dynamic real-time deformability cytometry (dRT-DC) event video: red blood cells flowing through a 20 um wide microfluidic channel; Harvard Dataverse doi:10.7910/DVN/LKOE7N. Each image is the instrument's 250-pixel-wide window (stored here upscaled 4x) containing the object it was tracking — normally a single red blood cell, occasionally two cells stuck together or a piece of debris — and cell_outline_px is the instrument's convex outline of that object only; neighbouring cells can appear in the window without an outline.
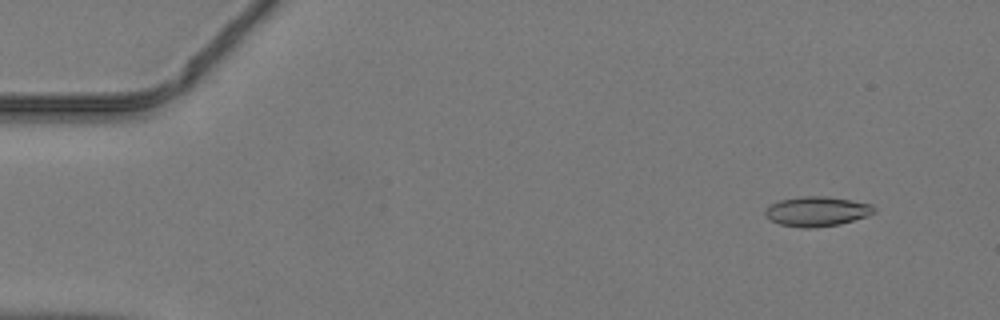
{"species": "common noctule bat (a hibernating species)", "species_latin": "Nyctalus noctula", "temperature_condition": "warm", "stored_images_in_passage": 47, "camera_frame_rate_fps": 3000, "um_per_image_px": 0.085, "animal": {"sex": "male", "body_mass_g": 19.2, "forearm_length_mm": 51.8}, "frame": {"image": 1, "passage_image": 4, "time_ms": 1.0, "image_size_px": [1000, 320], "cell_outline_px": [[876, 212], [868, 216], [840, 224], [816, 228], [800, 228], [780, 224], [772, 220], [764, 212], [768, 204], [780, 200], [800, 196], [824, 196], [852, 200], [872, 204], [876, 208]], "centroid_in_image_um": [69.46, 17.97], "position_along_channel_um": 15.5, "area_um2": 19.07}}
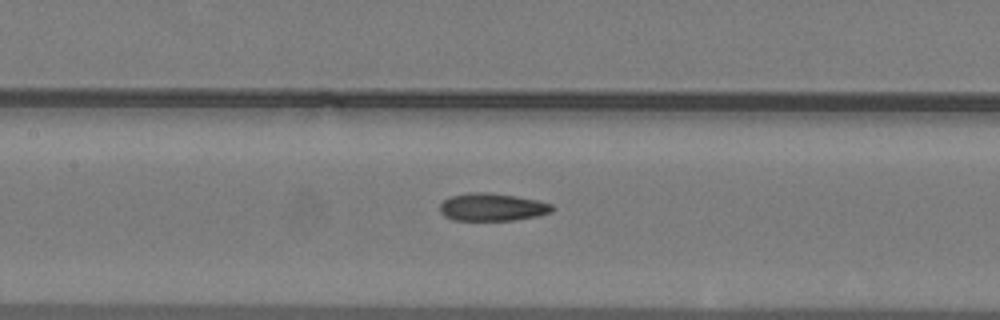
{"frame": {"image": 2, "passage_image": 22, "time_ms": 7.0, "image_size_px": [1000, 320], "cell_outline_px": [[556, 208], [552, 212], [536, 216], [512, 220], [452, 220], [444, 216], [440, 212], [440, 204], [444, 200], [452, 196], [468, 192], [488, 192], [516, 196], [536, 200], [552, 204]], "centroid_in_image_um": [41.84, 17.6], "position_along_channel_um": 165.6, "area_um2": 18.15}}
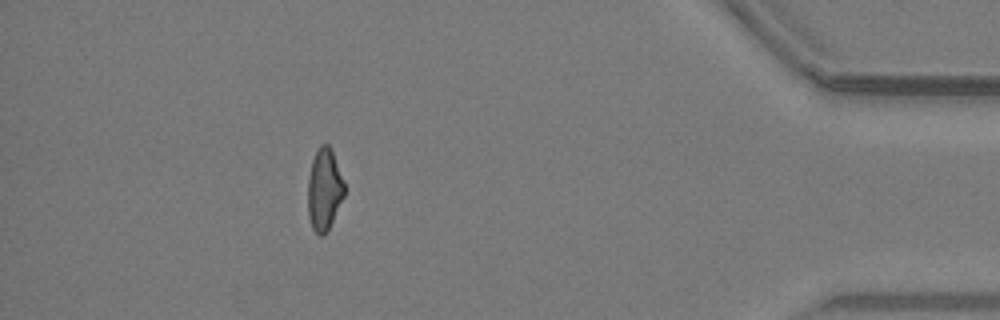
{"frame": {"image": 3, "passage_image": 42, "time_ms": 13.667, "image_size_px": [1000, 320], "cell_outline_px": [[344, 196], [324, 236], [320, 236], [312, 228], [308, 216], [308, 176], [312, 160], [316, 148], [320, 144], [328, 144], [332, 148], [344, 184]], "centroid_in_image_um": [27.54, 16.06], "position_along_channel_um": 407.7, "area_um2": 17.4}}